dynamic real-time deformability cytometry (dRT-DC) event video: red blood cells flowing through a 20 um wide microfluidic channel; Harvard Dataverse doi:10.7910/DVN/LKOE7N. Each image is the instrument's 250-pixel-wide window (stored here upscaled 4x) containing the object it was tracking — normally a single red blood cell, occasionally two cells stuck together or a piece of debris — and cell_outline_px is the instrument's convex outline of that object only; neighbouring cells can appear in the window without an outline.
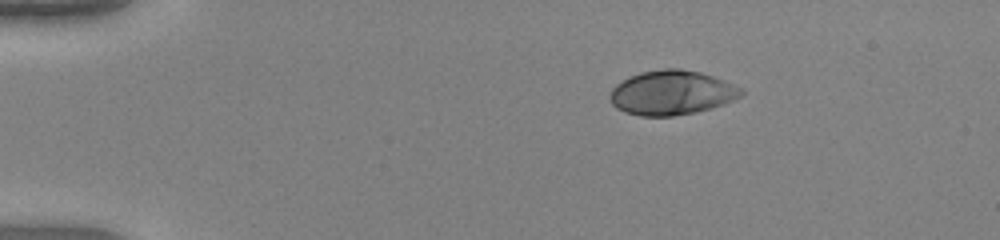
{"species": "human", "species_latin": "Homo sapiens", "temperature_condition": "warm", "stored_images_in_passage": 42, "camera_frame_rate_fps": 3000, "um_per_image_px": 0.085, "donor": {"sex": "female"}, "frame": {"image": 1, "passage_image": 1, "time_ms": 0.0, "image_size_px": [1000, 240], "cell_outline_px": [[744, 92], [740, 96], [724, 104], [696, 112], [672, 116], [640, 116], [624, 112], [616, 108], [612, 104], [608, 96], [612, 88], [616, 84], [628, 76], [640, 72], [664, 68], [680, 68], [700, 72], [724, 80], [744, 88]], "centroid_in_image_um": [57.07, 7.87], "position_along_channel_um": 27.9, "area_um2": 34.28}}
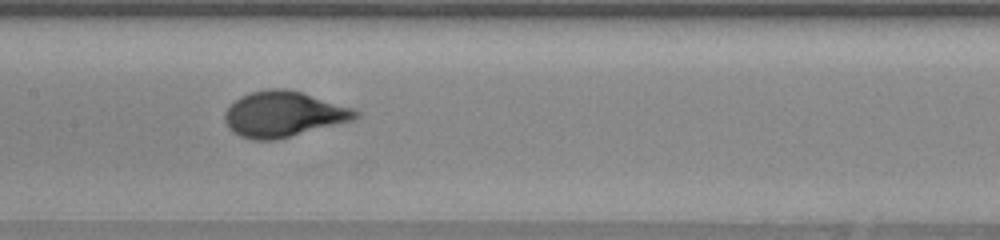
{"frame": {"image": 2, "passage_image": 18, "time_ms": 5.667, "image_size_px": [1000, 240], "cell_outline_px": [[360, 116], [352, 120], [276, 140], [252, 140], [240, 136], [232, 132], [228, 128], [224, 120], [224, 112], [240, 96], [252, 92], [268, 88], [284, 88], [300, 92], [352, 108], [360, 112]], "centroid_in_image_um": [24.05, 9.71], "position_along_channel_um": 183.3, "area_um2": 34.45}}
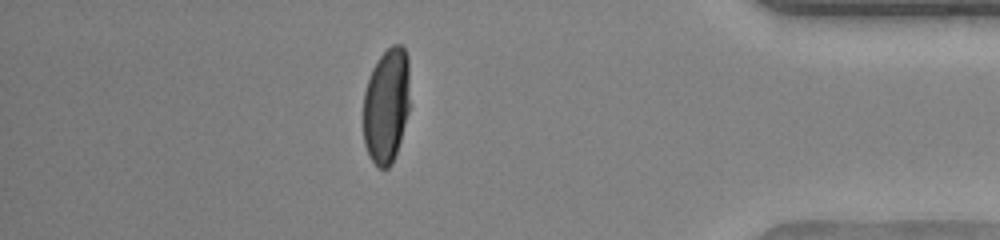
{"frame": {"image": 3, "passage_image": 36, "time_ms": 11.667, "image_size_px": [1000, 240], "cell_outline_px": [[408, 112], [400, 140], [392, 164], [388, 168], [380, 168], [368, 156], [364, 144], [364, 92], [372, 68], [380, 56], [392, 44], [400, 44], [404, 48], [408, 56]], "centroid_in_image_um": [32.83, 8.97], "position_along_channel_um": 402.4, "area_um2": 31.04}, "authors_computed_cell_mechanics": {"area_um2": 33.524, "velocity_mm_per_s": 4.1931, "shape_relaxation_time_tau1_ms": 3.7261, "shape_relaxation_time_tau2_ms": null, "deformation_change_tau1": 0.2286, "deformation_change_tau2": null}}